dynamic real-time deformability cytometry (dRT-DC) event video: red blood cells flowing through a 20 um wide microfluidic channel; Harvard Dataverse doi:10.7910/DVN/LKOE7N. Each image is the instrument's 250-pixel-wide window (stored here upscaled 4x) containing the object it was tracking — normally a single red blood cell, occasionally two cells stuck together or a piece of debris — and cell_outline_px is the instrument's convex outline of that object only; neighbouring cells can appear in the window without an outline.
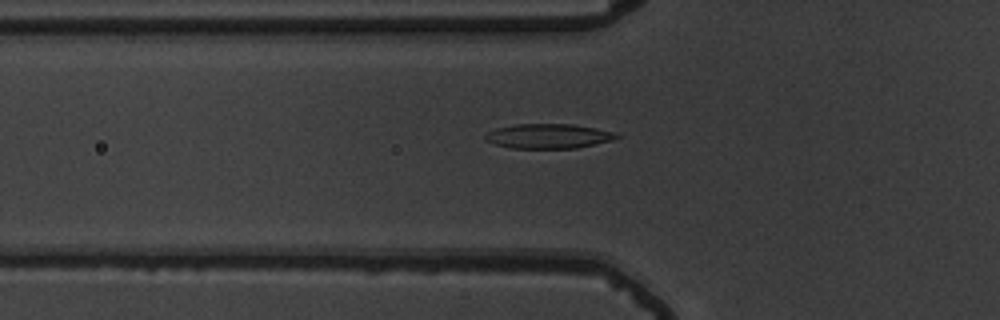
{"species": "common noctule bat (a hibernating species)", "species_latin": "Nyctalus noctula", "temperature_condition": "warm", "stored_images_in_passage": 38, "camera_frame_rate_fps": 3000, "um_per_image_px": 0.085, "animal": {"sex": "male", "body_mass_g": 19.5, "forearm_length_mm": 54.6}, "frame": {"image": 1, "passage_image": 2, "time_ms": 0.333, "image_size_px": [1000, 320], "cell_outline_px": [[620, 136], [612, 140], [576, 148], [512, 148], [496, 144], [484, 140], [484, 136], [488, 132], [496, 128], [516, 124], [572, 124], [596, 128], [616, 132]], "centroid_in_image_um": [46.61, 11.56], "position_along_channel_um": 79.2, "area_um2": 18.79}}
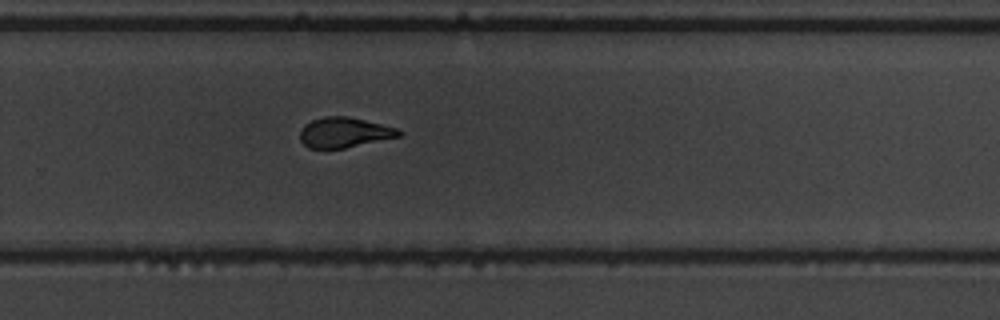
{"frame": {"image": 2, "passage_image": 20, "time_ms": 6.333, "image_size_px": [1000, 320], "cell_outline_px": [[404, 132], [400, 136], [344, 148], [308, 148], [300, 140], [300, 128], [304, 124], [312, 120], [324, 116], [348, 116], [396, 128]], "centroid_in_image_um": [29.23, 11.25], "position_along_channel_um": 300.6, "area_um2": 17.28}}
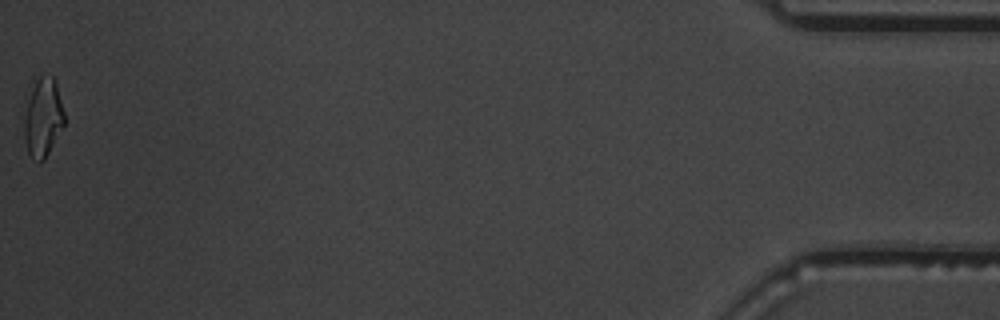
{"frame": {"image": 3, "passage_image": 38, "time_ms": 12.333, "image_size_px": [1000, 320], "cell_outline_px": [[64, 124], [44, 160], [32, 160], [28, 152], [24, 140], [24, 124], [28, 100], [32, 88], [36, 80], [40, 76], [52, 76], [56, 84], [64, 112]], "centroid_in_image_um": [3.65, 10.02], "position_along_channel_um": 431.6, "area_um2": 17.92}, "authors_computed_cell_mechanics": {"area_um2": 18.1492, "velocity_mm_per_s": 3.6883, "shape_relaxation_time_tau1_ms": 6.7078, "shape_relaxation_time_tau2_ms": 1.8993, "deformation_change_tau1": 0.2228, "deformation_change_tau2": 0.0959}}